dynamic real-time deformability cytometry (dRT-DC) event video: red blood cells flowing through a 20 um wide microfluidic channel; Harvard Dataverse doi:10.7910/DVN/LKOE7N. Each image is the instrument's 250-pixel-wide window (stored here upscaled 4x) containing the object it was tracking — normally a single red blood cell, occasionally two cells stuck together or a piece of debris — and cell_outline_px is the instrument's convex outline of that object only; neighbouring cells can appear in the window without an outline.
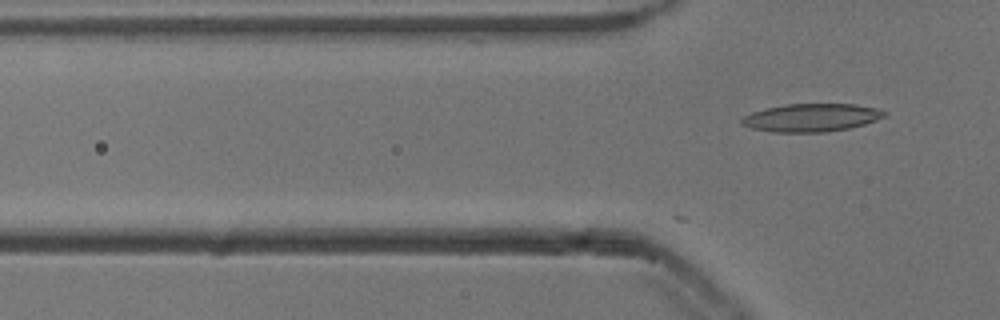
{"species": "common noctule bat (a hibernating species)", "species_latin": "Nyctalus noctula", "temperature_condition": "cold", "stored_images_in_passage": 16, "camera_frame_rate_fps": 3000, "um_per_image_px": 0.085, "animal": {"sex": "male", "body_mass_g": 13.3}, "frame": {"image": 1, "passage_image": 16, "time_ms": 5.0, "image_size_px": [1000, 320], "cell_outline_px": [[888, 112], [884, 116], [876, 120], [864, 124], [848, 128], [824, 132], [772, 132], [752, 128], [740, 124], [740, 120], [744, 116], [752, 112], [764, 108], [784, 104], [856, 104], [876, 108]], "centroid_in_image_um": [68.94, 9.99], "position_along_channel_um": 56.9, "area_um2": 23.29}}